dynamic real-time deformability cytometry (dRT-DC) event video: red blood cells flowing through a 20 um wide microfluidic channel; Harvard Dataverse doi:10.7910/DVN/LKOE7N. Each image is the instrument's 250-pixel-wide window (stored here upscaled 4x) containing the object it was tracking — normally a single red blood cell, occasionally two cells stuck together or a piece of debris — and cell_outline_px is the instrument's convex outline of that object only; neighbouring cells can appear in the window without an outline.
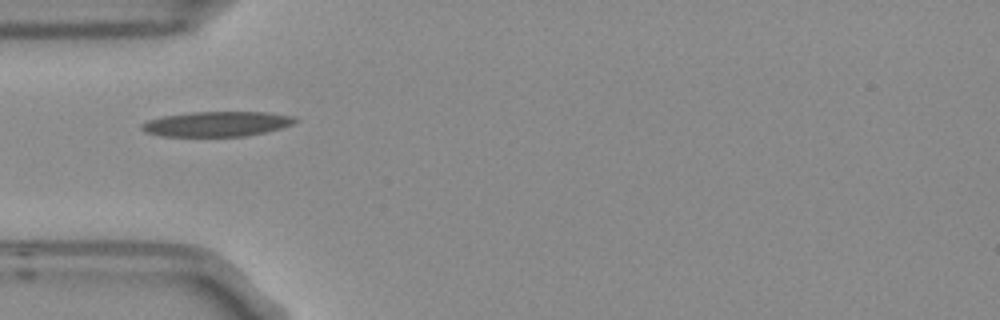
{"species": "Egyptian fruit bat (a non-hibernating species)", "species_latin": "Rousettus aegyptiacus", "temperature_condition": "room temperature", "stored_images_in_passage": 7, "camera_frame_rate_fps": 3000, "um_per_image_px": 0.085, "frame": {"image": 1, "passage_image": 4, "time_ms": 1.0, "image_size_px": [1000, 320], "cell_outline_px": [[300, 120], [292, 124], [280, 128], [264, 132], [244, 136], [160, 136], [144, 132], [140, 128], [140, 124], [148, 120], [164, 116], [192, 112], [268, 112], [296, 116]], "centroid_in_image_um": [18.44, 10.53], "position_along_channel_um": 66.6, "area_um2": 22.43}}
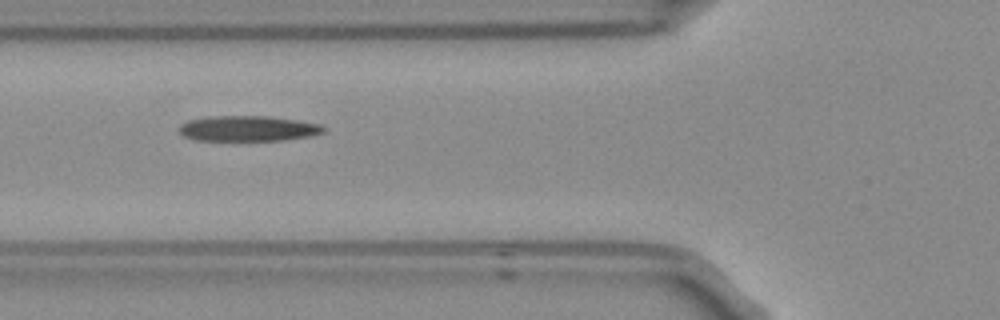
{"frame": {"image": 2, "passage_image": 5, "time_ms": 1.333, "image_size_px": [1000, 320], "cell_outline_px": [[328, 128], [324, 132], [308, 136], [284, 140], [196, 140], [184, 136], [176, 128], [180, 124], [188, 120], [208, 116], [268, 116], [296, 120], [320, 124]], "centroid_in_image_um": [21.05, 10.91], "position_along_channel_um": 104.7, "area_um2": 21.44}}